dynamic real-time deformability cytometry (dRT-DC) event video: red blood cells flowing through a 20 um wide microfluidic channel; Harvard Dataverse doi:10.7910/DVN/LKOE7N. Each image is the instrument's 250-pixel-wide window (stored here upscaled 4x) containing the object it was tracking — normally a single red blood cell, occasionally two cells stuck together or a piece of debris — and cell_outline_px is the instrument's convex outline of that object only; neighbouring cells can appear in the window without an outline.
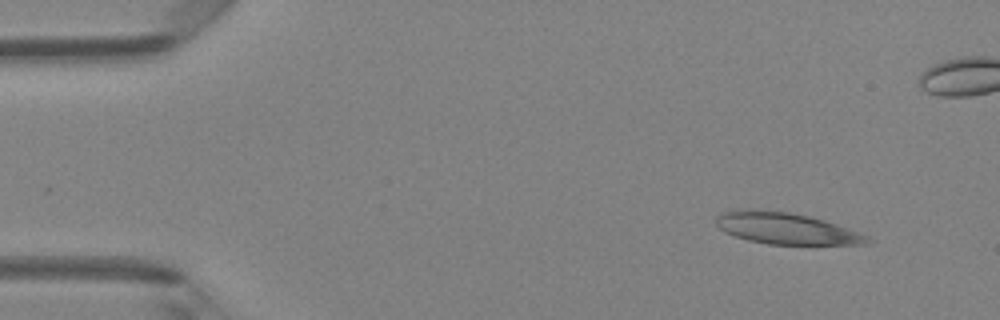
{"species": "Egyptian fruit bat (a non-hibernating species)", "species_latin": "Rousettus aegyptiacus", "temperature_condition": "room temperature", "stored_images_in_passage": 4, "camera_frame_rate_fps": 3000, "um_per_image_px": 0.085, "animal": {"sex": "female"}, "frame": {"image": 1, "passage_image": 1, "time_ms": 0.0, "image_size_px": [1000, 320], "cell_outline_px": [[876, 240], [872, 244], [768, 244], [748, 240], [724, 232], [716, 224], [716, 216], [720, 212], [752, 208], [788, 212], [808, 216], [824, 220], [836, 224], [868, 236]], "centroid_in_image_um": [66.82, 19.41], "position_along_channel_um": 18.2, "area_um2": 27.74}}